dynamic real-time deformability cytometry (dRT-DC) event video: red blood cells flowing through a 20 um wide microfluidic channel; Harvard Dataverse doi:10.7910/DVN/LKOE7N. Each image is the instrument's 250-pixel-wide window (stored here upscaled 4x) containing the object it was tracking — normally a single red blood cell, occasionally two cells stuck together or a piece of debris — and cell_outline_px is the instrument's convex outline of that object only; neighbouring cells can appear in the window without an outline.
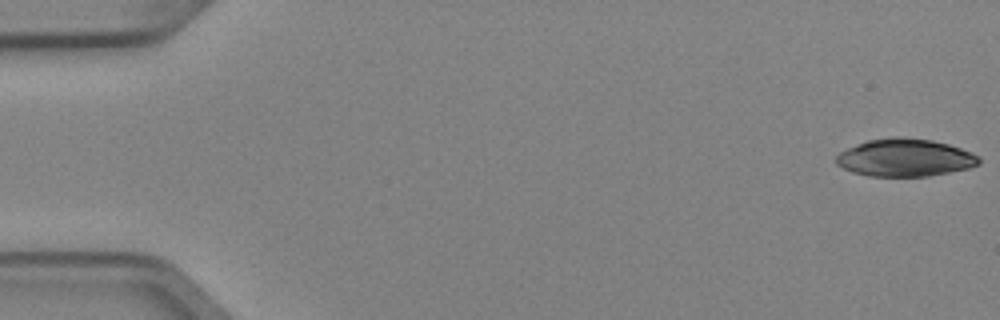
{"species": "Egyptian fruit bat (a non-hibernating species)", "species_latin": "Rousettus aegyptiacus", "temperature_condition": "cold", "stored_images_in_passage": 5, "camera_frame_rate_fps": 3000, "um_per_image_px": 0.085, "animal": {"sex": "female"}, "frame": {"image": 1, "passage_image": 1, "time_ms": 0.0, "image_size_px": [1000, 320], "cell_outline_px": [[980, 164], [968, 168], [928, 176], [868, 176], [852, 172], [836, 164], [836, 156], [840, 152], [848, 148], [868, 140], [892, 136], [900, 136], [932, 140], [948, 144], [972, 152], [980, 156]], "centroid_in_image_um": [76.93, 13.39], "position_along_channel_um": 8.1, "area_um2": 31.33}}
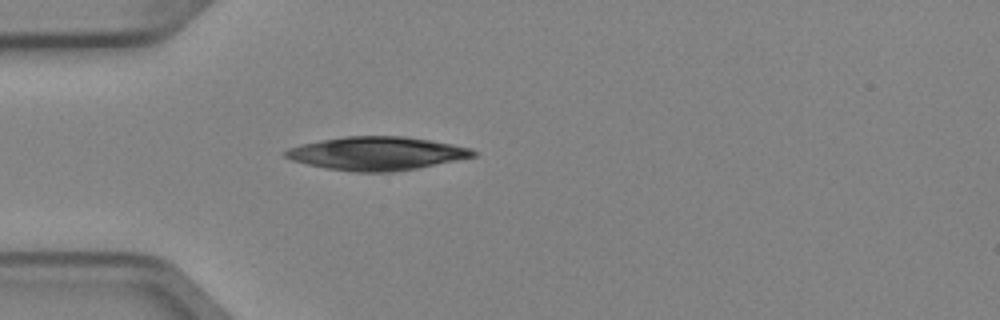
{"frame": {"image": 2, "passage_image": 5, "time_ms": 1.333, "image_size_px": [1000, 320], "cell_outline_px": [[476, 156], [416, 168], [392, 172], [356, 172], [324, 168], [292, 160], [284, 156], [284, 152], [288, 148], [300, 144], [348, 136], [404, 136], [432, 140], [472, 148], [476, 152]], "centroid_in_image_um": [32.03, 13.04], "position_along_channel_um": 53.0, "area_um2": 36.36}}